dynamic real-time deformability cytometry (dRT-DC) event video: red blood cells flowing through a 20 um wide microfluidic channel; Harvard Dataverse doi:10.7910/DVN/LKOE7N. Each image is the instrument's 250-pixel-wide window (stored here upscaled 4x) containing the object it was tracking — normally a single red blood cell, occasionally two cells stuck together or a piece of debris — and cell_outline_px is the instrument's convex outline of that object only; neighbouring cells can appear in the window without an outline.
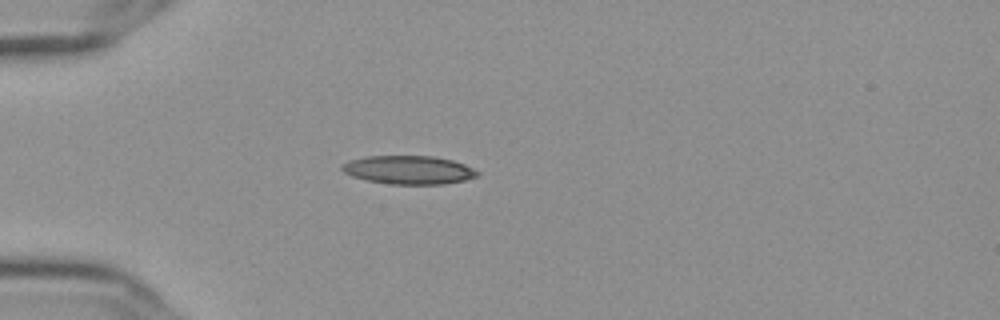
{"species": "Egyptian fruit bat (a non-hibernating species)", "species_latin": "Rousettus aegyptiacus", "temperature_condition": "cold", "stored_images_in_passage": 41, "camera_frame_rate_fps": 3000, "um_per_image_px": 0.085, "frame": {"image": 1, "passage_image": 1, "time_ms": 0.0, "image_size_px": [1000, 320], "cell_outline_px": [[480, 176], [464, 180], [444, 184], [388, 184], [368, 180], [352, 176], [344, 172], [340, 168], [340, 164], [348, 160], [364, 156], [432, 156], [452, 160], [464, 164], [480, 172]], "centroid_in_image_um": [34.72, 14.44], "position_along_channel_um": 50.3, "area_um2": 22.6}}
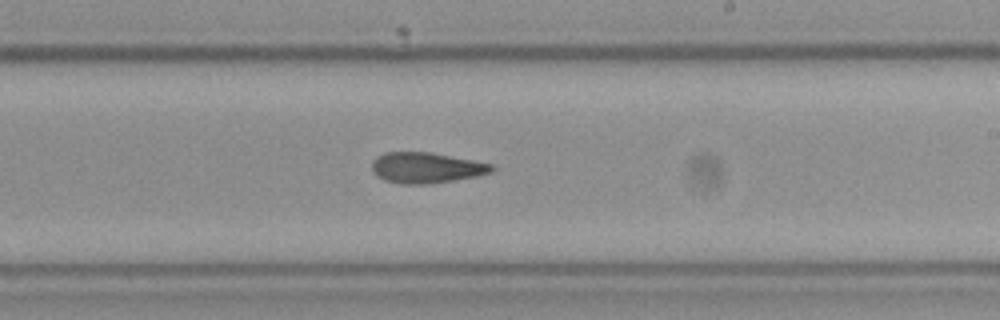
{"frame": {"image": 2, "passage_image": 19, "time_ms": 6.0, "image_size_px": [1000, 320], "cell_outline_px": [[496, 168], [488, 172], [472, 176], [452, 180], [428, 184], [400, 184], [384, 180], [376, 176], [372, 172], [372, 160], [376, 156], [384, 152], [432, 152], [492, 164]], "centroid_in_image_um": [36.14, 14.25], "position_along_channel_um": 252.9, "area_um2": 21.33}}
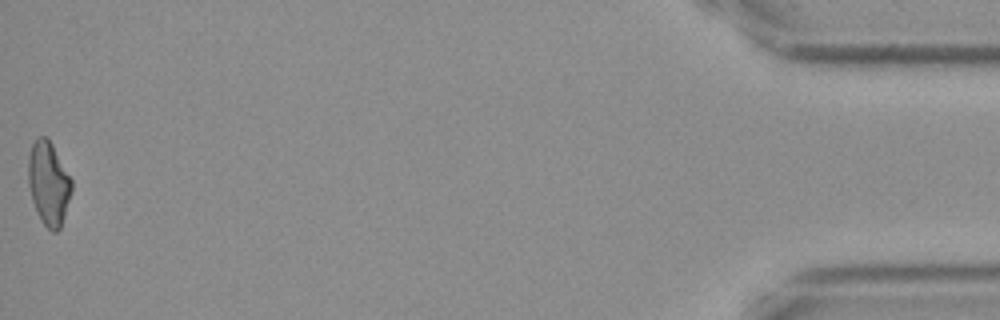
{"frame": {"image": 3, "passage_image": 41, "time_ms": 13.333, "image_size_px": [1000, 320], "cell_outline_px": [[72, 188], [60, 228], [56, 232], [52, 232], [44, 224], [32, 200], [28, 184], [28, 156], [32, 144], [36, 136], [48, 136], [72, 180]], "centroid_in_image_um": [4.11, 15.52], "position_along_channel_um": 431.1, "area_um2": 20.92}, "authors_computed_cell_mechanics": {"area_um2": 21.386, "velocity_mm_per_s": 3.6576, "shape_relaxation_time_tau1_ms": null, "shape_relaxation_time_tau2_ms": 4.9467, "deformation_change_tau1": null, "deformation_change_tau2": 0.1435}}